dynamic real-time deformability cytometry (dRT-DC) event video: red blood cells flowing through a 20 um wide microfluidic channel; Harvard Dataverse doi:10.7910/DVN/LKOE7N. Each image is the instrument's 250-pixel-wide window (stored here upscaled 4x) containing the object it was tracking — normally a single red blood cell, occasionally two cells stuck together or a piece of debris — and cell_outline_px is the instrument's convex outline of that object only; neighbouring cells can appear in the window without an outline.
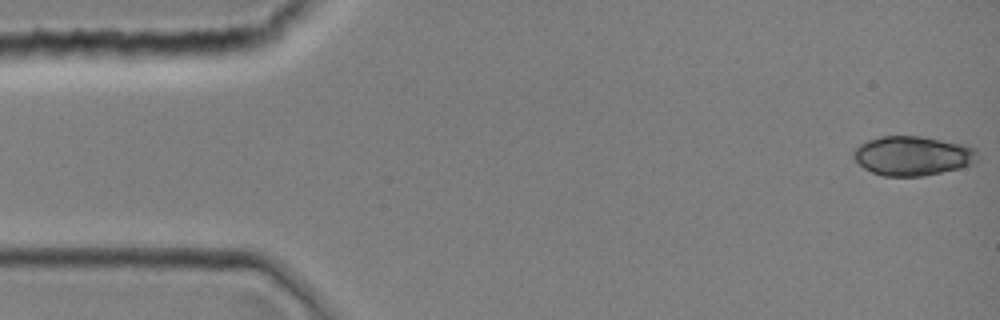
{"species": "common noctule bat (a hibernating species)", "species_latin": "Nyctalus noctula", "temperature_condition": "room temperature", "stored_images_in_passage": 10, "camera_frame_rate_fps": 3000, "um_per_image_px": 0.085, "animal": {"sex": "female", "body_mass_g": 19.0, "forearm_length_mm": 51.5}, "frame": {"image": 1, "passage_image": 1, "time_ms": 0.0, "image_size_px": [1000, 320], "cell_outline_px": [[976, 160], [972, 164], [960, 168], [924, 176], [884, 176], [872, 172], [864, 168], [852, 156], [852, 152], [860, 144], [868, 140], [880, 136], [920, 136], [968, 144], [976, 148]], "centroid_in_image_um": [77.59, 13.23], "position_along_channel_um": 7.4, "area_um2": 28.61}}
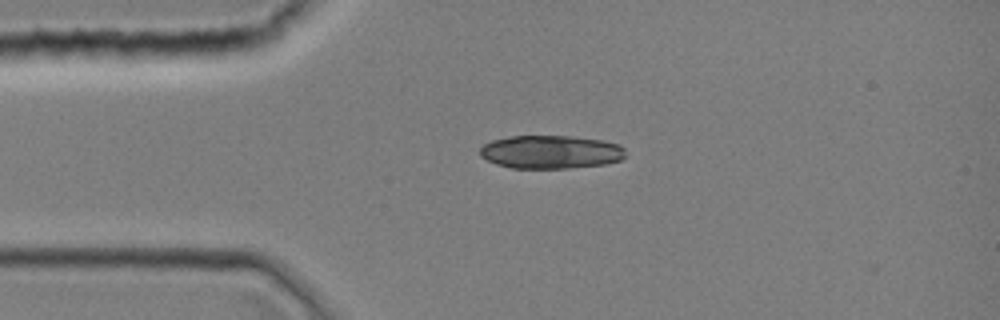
{"frame": {"image": 2, "passage_image": 9, "time_ms": 2.667, "image_size_px": [1000, 320], "cell_outline_px": [[624, 156], [620, 160], [604, 164], [568, 168], [512, 168], [496, 164], [480, 156], [480, 148], [484, 144], [492, 140], [508, 136], [572, 136], [600, 140], [620, 144], [624, 148]], "centroid_in_image_um": [46.79, 12.91], "position_along_channel_um": 38.2, "area_um2": 28.21}}